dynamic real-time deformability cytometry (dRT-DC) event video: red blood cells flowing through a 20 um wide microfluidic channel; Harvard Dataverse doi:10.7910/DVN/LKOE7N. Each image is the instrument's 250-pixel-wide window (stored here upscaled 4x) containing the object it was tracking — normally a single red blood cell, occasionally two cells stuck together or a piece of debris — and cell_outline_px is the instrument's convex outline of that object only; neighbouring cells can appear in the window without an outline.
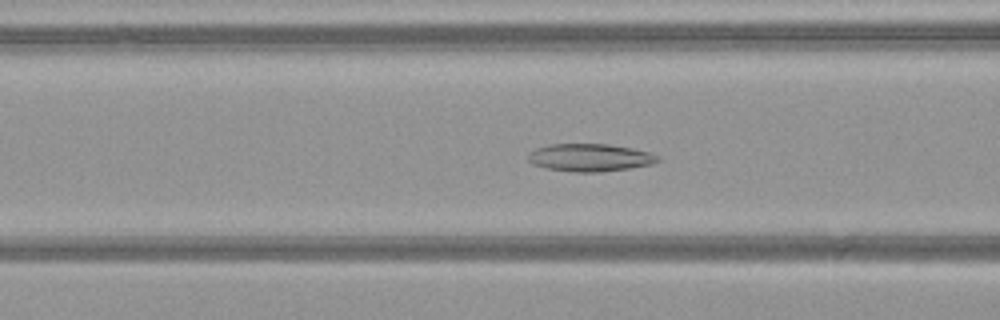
{"species": "common noctule bat (a hibernating species)", "species_latin": "Nyctalus noctula", "temperature_condition": "warm", "stored_images_in_passage": 51, "camera_frame_rate_fps": 3000, "um_per_image_px": 0.085, "animal": {"sex": "female", "body_mass_g": 21.9}, "frame": {"image": 1, "passage_image": 21, "time_ms": 6.667, "image_size_px": [1000, 320], "cell_outline_px": [[660, 160], [652, 164], [628, 168], [600, 172], [576, 172], [548, 168], [532, 164], [528, 160], [528, 152], [536, 148], [552, 144], [608, 144], [632, 148], [652, 152], [660, 156]], "centroid_in_image_um": [50.17, 13.38], "position_along_channel_um": 116.4, "area_um2": 20.92}}
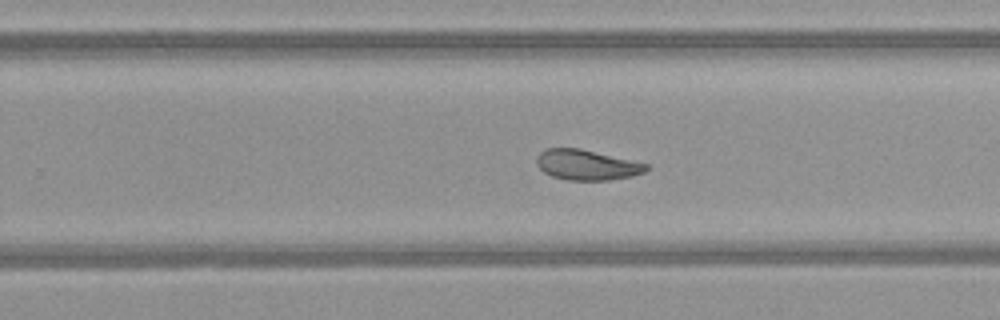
{"frame": {"image": 2, "passage_image": 33, "time_ms": 10.667, "image_size_px": [1000, 320], "cell_outline_px": [[648, 168], [644, 172], [632, 176], [608, 180], [568, 180], [552, 176], [544, 172], [536, 164], [536, 156], [540, 152], [548, 148], [580, 148], [648, 164]], "centroid_in_image_um": [49.85, 14.01], "position_along_channel_um": 280.0, "area_um2": 19.25}}
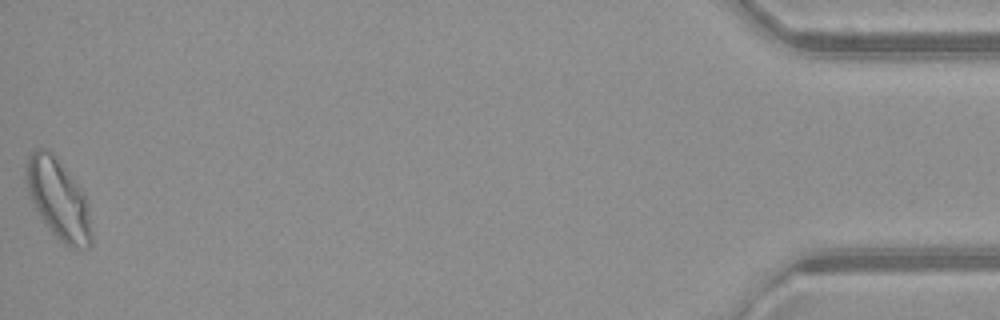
{"frame": {"image": 3, "passage_image": 51, "time_ms": 16.667, "image_size_px": [1000, 320], "cell_outline_px": [[92, 244], [88, 248], [72, 248], [64, 244], [52, 232], [40, 216], [28, 196], [24, 176], [24, 168], [28, 156], [36, 148], [48, 148], [60, 160], [84, 192], [88, 208], [92, 232]], "centroid_in_image_um": [4.94, 16.89], "position_along_channel_um": 430.3, "area_um2": 30.98}, "authors_computed_cell_mechanics": {"area_um2": 22.9466, "velocity_mm_per_s": 4.0906, "shape_relaxation_time_tau1_ms": null, "shape_relaxation_time_tau2_ms": 2.2568, "deformation_change_tau1": null, "deformation_change_tau2": 0.0779}}